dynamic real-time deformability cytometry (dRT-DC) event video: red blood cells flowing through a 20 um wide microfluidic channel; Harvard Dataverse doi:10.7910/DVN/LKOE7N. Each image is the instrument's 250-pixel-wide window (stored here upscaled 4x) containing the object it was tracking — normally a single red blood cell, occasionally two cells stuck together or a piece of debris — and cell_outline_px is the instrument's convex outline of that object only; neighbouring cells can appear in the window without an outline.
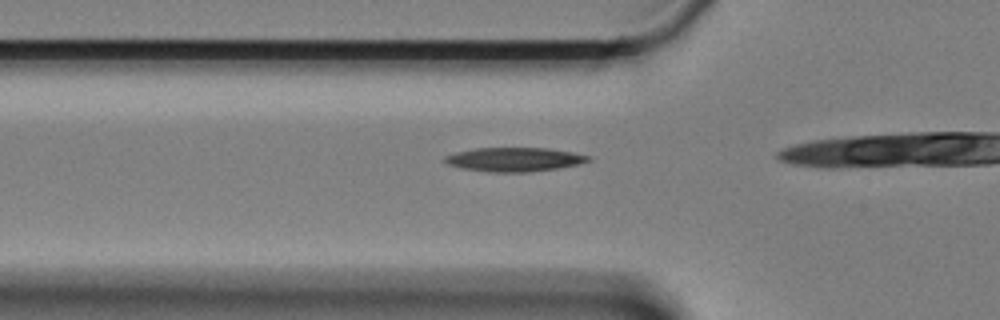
{"species": "Egyptian fruit bat (a non-hibernating species)", "species_latin": "Rousettus aegyptiacus", "temperature_condition": "cold", "stored_images_in_passage": 14, "camera_frame_rate_fps": 3000, "um_per_image_px": 0.085, "animal": {"sex": "female"}, "frame": {"image": 1, "passage_image": 5, "time_ms": 1.333, "image_size_px": [1000, 320], "cell_outline_px": [[592, 160], [580, 164], [556, 168], [528, 172], [488, 172], [460, 168], [448, 164], [444, 160], [444, 156], [456, 152], [476, 148], [548, 148], [572, 152], [592, 156]], "centroid_in_image_um": [43.73, 13.55], "position_along_channel_um": 82.1, "area_um2": 20.11}}
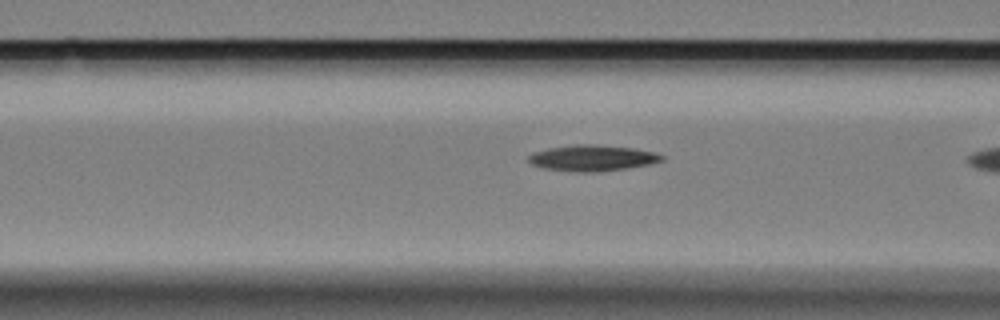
{"frame": {"image": 2, "passage_image": 8, "time_ms": 2.333, "image_size_px": [1000, 320], "cell_outline_px": [[664, 160], [648, 164], [628, 168], [600, 172], [576, 172], [544, 168], [532, 164], [528, 160], [528, 156], [532, 152], [548, 148], [576, 144], [596, 144], [632, 148], [656, 152], [664, 156]], "centroid_in_image_um": [50.35, 13.43], "position_along_channel_um": 116.3, "area_um2": 20.29}}
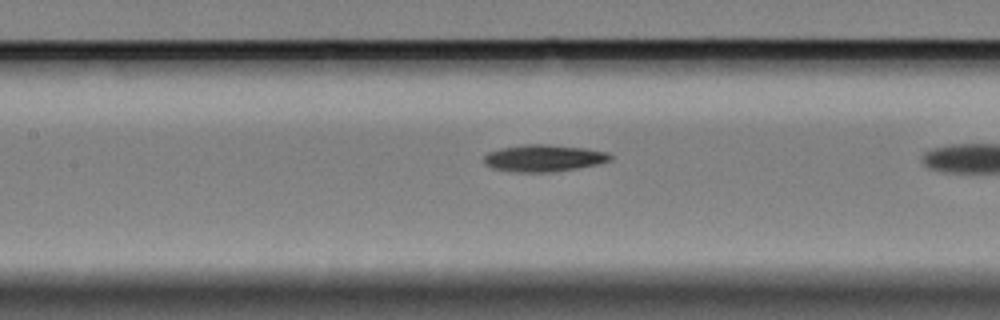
{"frame": {"image": 3, "passage_image": 12, "time_ms": 3.667, "image_size_px": [1000, 320], "cell_outline_px": [[612, 160], [600, 164], [552, 172], [516, 172], [492, 168], [484, 164], [484, 156], [488, 152], [500, 148], [524, 144], [544, 144], [584, 148], [608, 152], [612, 156]], "centroid_in_image_um": [46.22, 13.44], "position_along_channel_um": 161.2, "area_um2": 19.88}}